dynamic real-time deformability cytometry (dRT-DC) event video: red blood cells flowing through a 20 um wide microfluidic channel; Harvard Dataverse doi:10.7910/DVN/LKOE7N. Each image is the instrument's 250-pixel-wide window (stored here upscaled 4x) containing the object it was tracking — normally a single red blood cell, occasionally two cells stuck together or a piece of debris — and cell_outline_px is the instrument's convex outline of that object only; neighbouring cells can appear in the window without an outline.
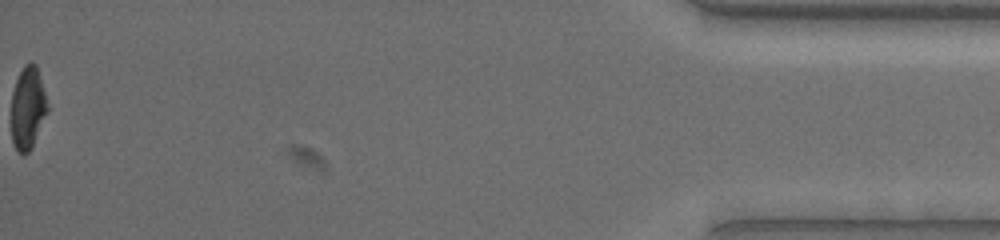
{"species": "common noctule bat (a hibernating species)", "species_latin": "Nyctalus noctula", "temperature_condition": "warm", "stored_images_in_passage": 67, "segment_of_instrument_passage": [2, 2], "camera_frame_rate_fps": 3000, "um_per_image_px": 0.085, "animal": {"sex": "female", "body_mass_g": 19.5, "forearm_length_mm": 54.1}, "frame": {"image": 1, "passage_image": 67, "time_ms": 22.0, "image_size_px": [1000, 240], "cell_outline_px": [[48, 112], [32, 148], [28, 152], [20, 152], [16, 148], [12, 140], [12, 92], [16, 80], [24, 64], [36, 64], [44, 92], [48, 108]], "centroid_in_image_um": [2.37, 9.19], "position_along_channel_um": 432.8, "area_um2": 17.05}}